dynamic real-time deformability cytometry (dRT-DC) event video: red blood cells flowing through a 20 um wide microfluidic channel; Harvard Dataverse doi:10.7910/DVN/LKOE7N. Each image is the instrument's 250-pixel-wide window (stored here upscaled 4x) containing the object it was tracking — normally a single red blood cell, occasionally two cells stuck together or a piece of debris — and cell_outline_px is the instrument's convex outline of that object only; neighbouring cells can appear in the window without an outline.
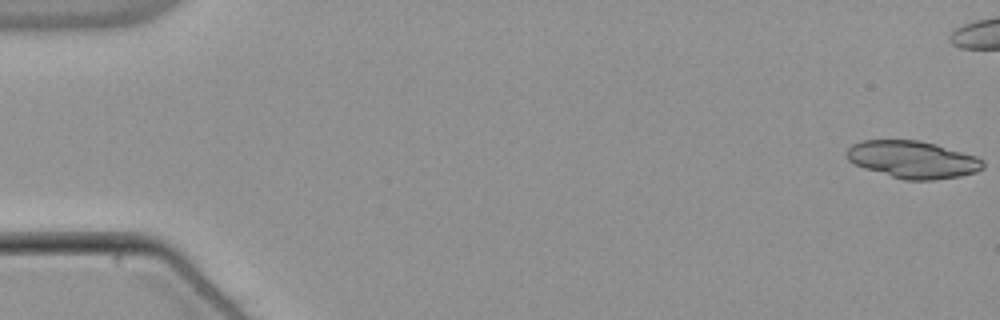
{"species": "common noctule bat (a hibernating species)", "species_latin": "Nyctalus noctula", "temperature_condition": "warm", "stored_images_in_passage": 45, "camera_frame_rate_fps": 3000, "um_per_image_px": 0.085, "animal": {"sex": "male", "body_mass_g": 21.5, "forearm_length_mm": 52.0}, "frame": {"image": 1, "passage_image": 1, "time_ms": 0.0, "image_size_px": [1000, 320], "cell_outline_px": [[984, 168], [976, 172], [960, 176], [936, 180], [904, 180], [864, 168], [848, 160], [848, 148], [852, 144], [860, 140], [920, 140], [936, 144], [976, 156], [984, 160]], "centroid_in_image_um": [77.61, 13.56], "position_along_channel_um": 7.4, "area_um2": 29.65}}